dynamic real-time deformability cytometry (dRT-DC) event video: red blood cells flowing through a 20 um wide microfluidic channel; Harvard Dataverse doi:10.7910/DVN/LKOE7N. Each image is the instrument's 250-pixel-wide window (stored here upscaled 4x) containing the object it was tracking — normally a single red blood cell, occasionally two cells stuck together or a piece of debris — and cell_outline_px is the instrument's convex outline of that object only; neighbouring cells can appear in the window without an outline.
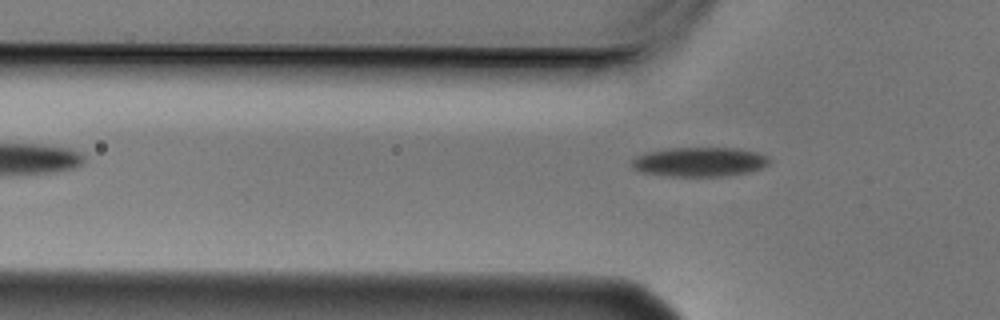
{"species": "Egyptian fruit bat (a non-hibernating species)", "species_latin": "Rousettus aegyptiacus", "temperature_condition": "cold", "stored_images_in_passage": 4, "camera_frame_rate_fps": 3000, "um_per_image_px": 0.085, "animal": {"sex": "male"}, "frame": {"image": 1, "passage_image": 4, "time_ms": 1.0, "image_size_px": [1000, 320], "cell_outline_px": [[772, 160], [768, 164], [760, 168], [748, 172], [720, 176], [664, 176], [640, 172], [632, 168], [632, 160], [636, 156], [648, 152], [668, 148], [736, 148], [756, 152], [768, 156]], "centroid_in_image_um": [59.44, 13.76], "position_along_channel_um": 66.4, "area_um2": 23.52}}